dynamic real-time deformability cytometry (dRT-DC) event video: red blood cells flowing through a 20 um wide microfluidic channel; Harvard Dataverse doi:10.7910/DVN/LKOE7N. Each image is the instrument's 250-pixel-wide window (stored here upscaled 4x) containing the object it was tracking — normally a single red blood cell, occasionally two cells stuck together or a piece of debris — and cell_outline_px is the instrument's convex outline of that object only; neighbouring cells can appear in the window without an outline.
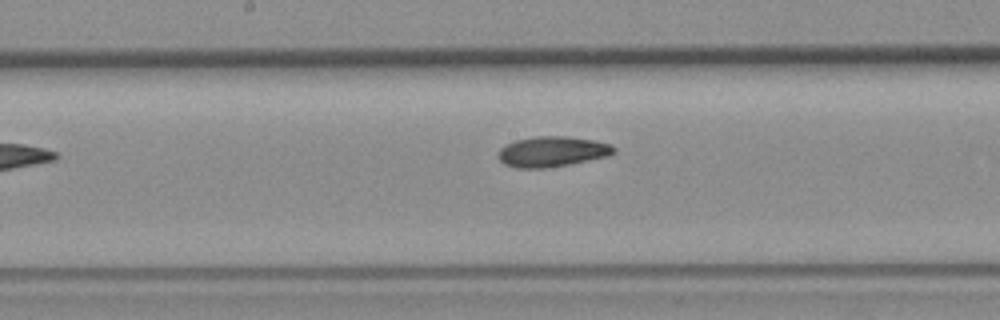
{"species": "common noctule bat (a hibernating species)", "species_latin": "Nyctalus noctula", "temperature_condition": "room temperature", "stored_images_in_passage": 8, "camera_frame_rate_fps": 3000, "um_per_image_px": 0.085, "animal": {"sex": "female", "body_mass_g": 19.3, "forearm_length_mm": 54.1}, "frame": {"image": 1, "passage_image": 8, "time_ms": 8.333, "image_size_px": [1000, 320], "cell_outline_px": [[616, 152], [608, 156], [568, 164], [544, 168], [516, 168], [504, 164], [496, 156], [500, 148], [504, 144], [516, 140], [536, 136], [568, 136], [592, 140], [612, 144], [616, 148]], "centroid_in_image_um": [46.91, 12.88], "position_along_channel_um": 201.3, "area_um2": 20.58}}